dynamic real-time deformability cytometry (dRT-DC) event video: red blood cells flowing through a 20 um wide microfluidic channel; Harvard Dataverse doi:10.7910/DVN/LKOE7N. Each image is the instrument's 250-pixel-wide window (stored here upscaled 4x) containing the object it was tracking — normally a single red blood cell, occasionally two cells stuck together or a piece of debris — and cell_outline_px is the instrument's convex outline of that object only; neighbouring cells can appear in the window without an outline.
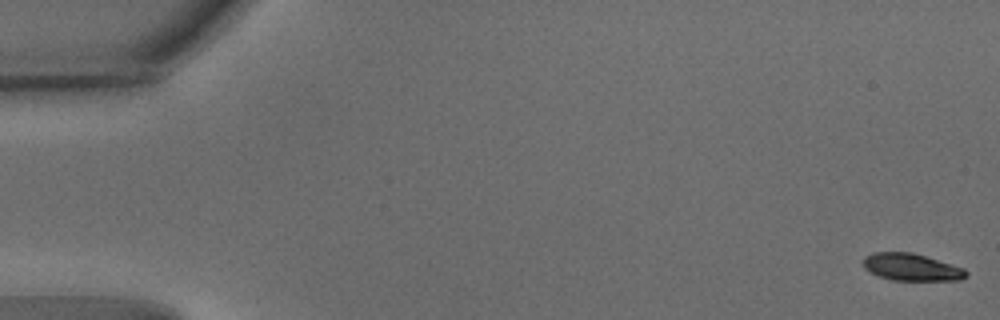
{"species": "common noctule bat (a hibernating species)", "species_latin": "Nyctalus noctula", "temperature_condition": "warm", "stored_images_in_passage": 55, "camera_frame_rate_fps": 3000, "um_per_image_px": 0.085, "animal": {"sex": "male", "body_mass_g": 15.6}, "frame": {"image": 1, "passage_image": 1, "time_ms": 0.0, "image_size_px": [1000, 320], "cell_outline_px": [[968, 276], [960, 280], [892, 280], [880, 276], [864, 268], [864, 256], [872, 252], [912, 252], [964, 268], [968, 272]], "centroid_in_image_um": [77.49, 22.7], "position_along_channel_um": 7.5, "area_um2": 16.18}}
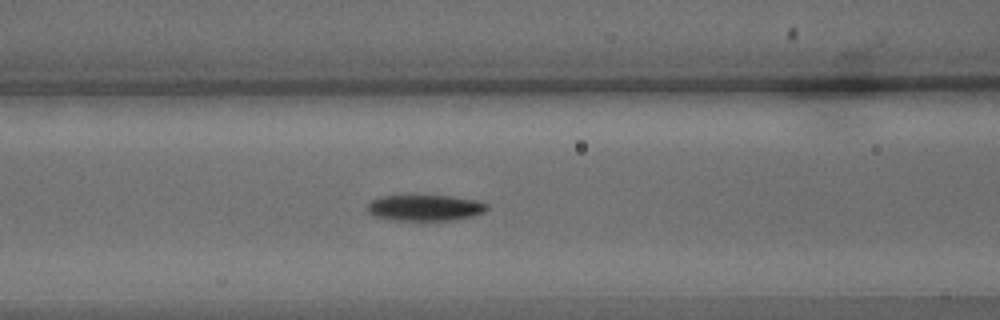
{"frame": {"image": 2, "passage_image": 23, "time_ms": 7.333, "image_size_px": [1000, 320], "cell_outline_px": [[488, 208], [484, 212], [472, 216], [456, 220], [396, 220], [372, 216], [368, 212], [368, 204], [372, 200], [380, 196], [452, 196], [480, 200], [488, 204]], "centroid_in_image_um": [36.17, 17.66], "position_along_channel_um": 130.4, "area_um2": 18.21}}
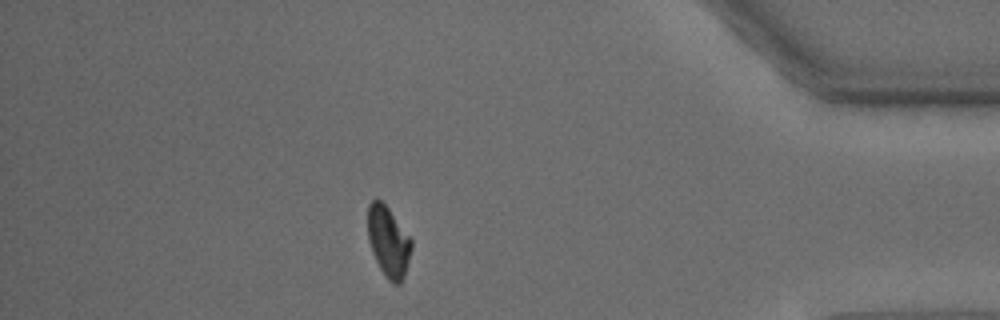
{"frame": {"image": 3, "passage_image": 48, "time_ms": 15.667, "image_size_px": [1000, 320], "cell_outline_px": [[412, 248], [404, 276], [400, 284], [392, 284], [388, 280], [380, 268], [372, 252], [368, 240], [368, 204], [376, 196], [388, 208], [412, 240]], "centroid_in_image_um": [33.0, 20.53], "position_along_channel_um": 402.2, "area_um2": 17.86}, "authors_computed_cell_mechanics": {"area_um2": 18.207, "velocity_mm_per_s": 3.7321, "shape_relaxation_time_tau1_ms": 4.2284, "shape_relaxation_time_tau2_ms": null, "deformation_change_tau1": 0.1687, "deformation_change_tau2": null}}